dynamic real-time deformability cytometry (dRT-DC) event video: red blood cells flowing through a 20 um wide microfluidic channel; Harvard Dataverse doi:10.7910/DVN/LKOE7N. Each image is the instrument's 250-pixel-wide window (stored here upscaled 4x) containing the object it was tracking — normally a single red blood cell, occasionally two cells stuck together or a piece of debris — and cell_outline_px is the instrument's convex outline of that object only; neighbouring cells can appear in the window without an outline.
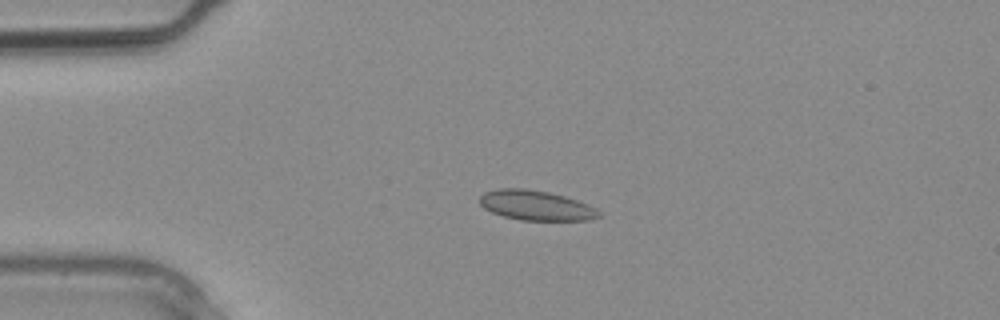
{"species": "common noctule bat (a hibernating species)", "species_latin": "Nyctalus noctula", "temperature_condition": "warm", "stored_images_in_passage": 2, "camera_frame_rate_fps": 3000, "um_per_image_px": 0.085, "animal": {"sex": "male", "body_mass_g": 20.4}, "frame": {"image": 1, "passage_image": 2, "time_ms": 0.333, "image_size_px": [1000, 320], "cell_outline_px": [[600, 216], [588, 220], [520, 220], [504, 216], [492, 212], [484, 208], [480, 204], [480, 196], [484, 192], [500, 188], [524, 188], [548, 192], [564, 196], [588, 204], [596, 208], [600, 212]], "centroid_in_image_um": [45.55, 17.45], "position_along_channel_um": 39.5, "area_um2": 20.63}}